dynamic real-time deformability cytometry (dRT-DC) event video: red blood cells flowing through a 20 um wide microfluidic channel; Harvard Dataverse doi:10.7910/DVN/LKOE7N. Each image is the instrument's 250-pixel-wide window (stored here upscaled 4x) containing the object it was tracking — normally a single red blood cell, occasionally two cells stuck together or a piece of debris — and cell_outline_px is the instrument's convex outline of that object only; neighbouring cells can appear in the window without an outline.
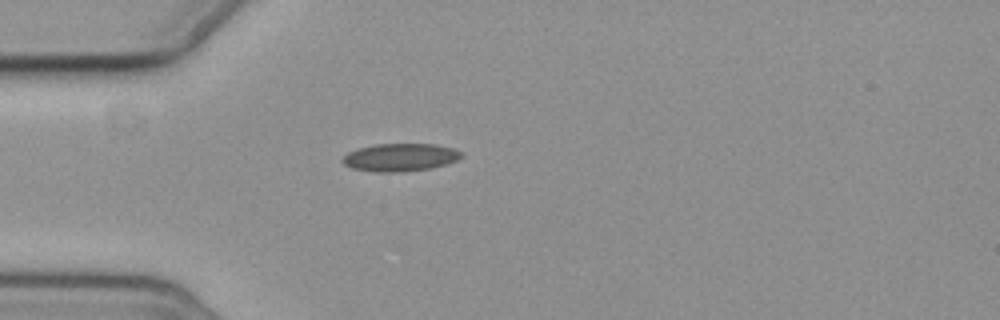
{"species": "common noctule bat (a hibernating species)", "species_latin": "Nyctalus noctula", "temperature_condition": "cold", "stored_images_in_passage": 1, "camera_frame_rate_fps": 3000, "um_per_image_px": 0.085, "animal": {"sex": "female", "body_mass_g": 19.3, "forearm_length_mm": 54.1}, "frame": {"image": 1, "passage_image": 1, "time_ms": 0.0, "image_size_px": [1000, 320], "cell_outline_px": [[464, 156], [456, 160], [432, 168], [400, 172], [376, 172], [352, 168], [344, 164], [340, 160], [348, 152], [360, 148], [376, 144], [436, 144], [452, 148], [464, 152]], "centroid_in_image_um": [34.03, 13.37], "position_along_channel_um": 51.0, "area_um2": 19.25}}